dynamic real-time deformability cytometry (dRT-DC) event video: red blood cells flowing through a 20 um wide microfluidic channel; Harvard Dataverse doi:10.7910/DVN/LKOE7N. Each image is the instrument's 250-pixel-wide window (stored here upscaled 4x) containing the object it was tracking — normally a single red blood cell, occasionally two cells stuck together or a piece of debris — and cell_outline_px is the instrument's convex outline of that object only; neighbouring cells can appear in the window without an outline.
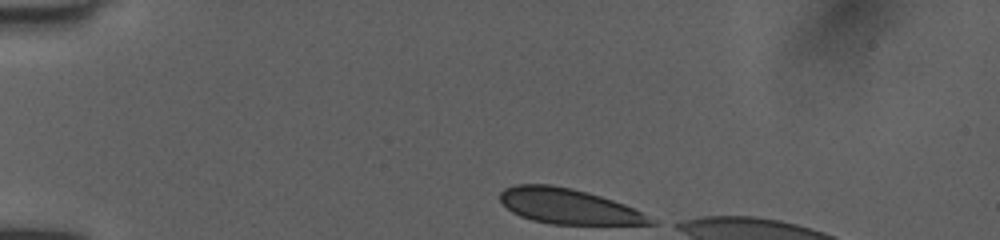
{"species": "human", "species_latin": "Homo sapiens", "temperature_condition": "room temperature", "stored_images_in_passage": 41, "camera_frame_rate_fps": 3000, "um_per_image_px": 0.085, "donor": {"sex": "female"}, "frame": {"image": 1, "passage_image": 1, "time_ms": 0.0, "image_size_px": [1000, 240], "cell_outline_px": [[660, 224], [552, 224], [532, 220], [520, 216], [512, 212], [500, 200], [500, 192], [504, 188], [516, 184], [552, 184], [572, 188], [588, 192], [624, 204], [660, 220]], "centroid_in_image_um": [48.36, 17.53], "position_along_channel_um": 36.6, "area_um2": 31.04}}
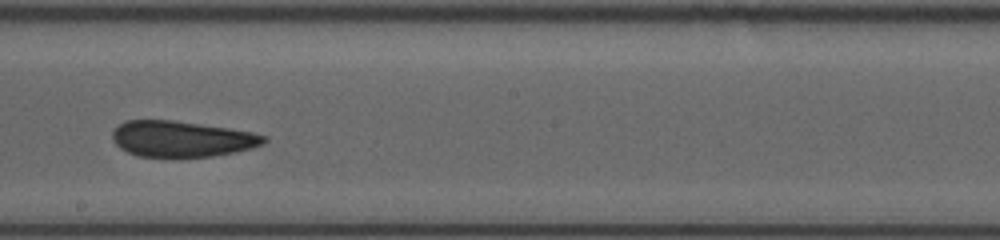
{"frame": {"image": 2, "passage_image": 20, "time_ms": 6.333, "image_size_px": [1000, 240], "cell_outline_px": [[268, 140], [264, 144], [252, 148], [236, 152], [212, 156], [136, 156], [120, 148], [112, 140], [112, 132], [120, 124], [128, 120], [172, 120], [228, 128], [252, 132], [268, 136]], "centroid_in_image_um": [15.47, 11.8], "position_along_channel_um": 232.7, "area_um2": 31.56}}
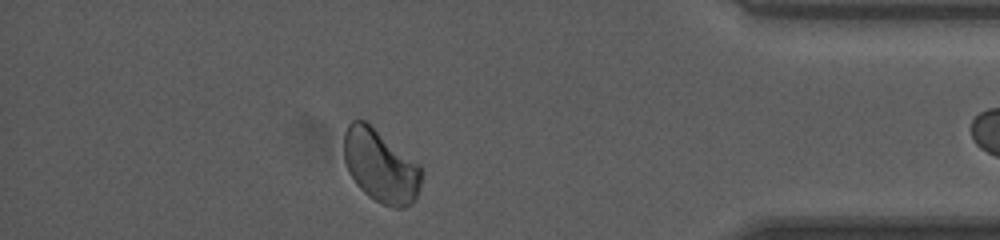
{"frame": {"image": 3, "passage_image": 35, "time_ms": 11.333, "image_size_px": [1000, 240], "cell_outline_px": [[424, 172], [420, 188], [412, 204], [404, 208], [392, 208], [368, 196], [356, 184], [348, 172], [344, 160], [344, 132], [348, 124], [352, 120], [364, 120], [420, 164], [424, 168]], "centroid_in_image_um": [32.37, 14.13], "position_along_channel_um": 402.8, "area_um2": 33.18}, "authors_computed_cell_mechanics": {"area_um2": 32.8304, "velocity_mm_per_s": 4.0161, "shape_relaxation_time_tau1_ms": 4.2652, "shape_relaxation_time_tau2_ms": null, "deformation_change_tau1": 0.0515, "deformation_change_tau2": null}}